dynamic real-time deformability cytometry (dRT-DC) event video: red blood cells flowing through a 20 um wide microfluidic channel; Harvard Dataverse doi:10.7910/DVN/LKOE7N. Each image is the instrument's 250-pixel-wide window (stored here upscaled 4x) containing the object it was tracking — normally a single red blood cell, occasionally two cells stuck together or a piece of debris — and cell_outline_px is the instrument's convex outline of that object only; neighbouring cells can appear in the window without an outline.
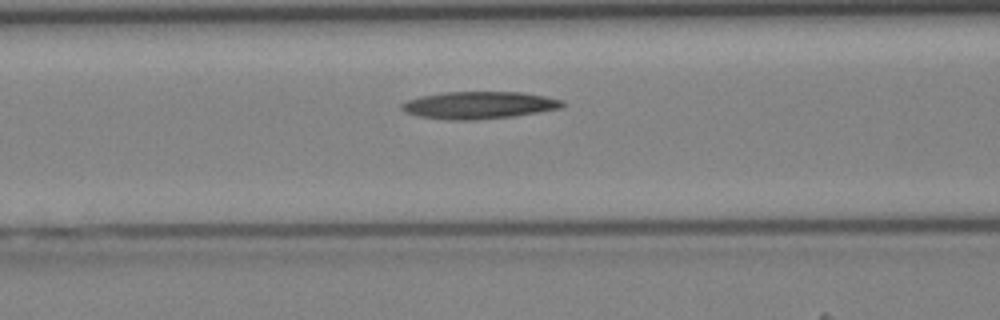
{"species": "Egyptian fruit bat (a non-hibernating species)", "species_latin": "Rousettus aegyptiacus", "temperature_condition": "cold", "stored_images_in_passage": 37, "camera_frame_rate_fps": 3000, "um_per_image_px": 0.085, "animal": {"sex": "female"}, "frame": {"image": 1, "passage_image": 12, "time_ms": 3.667, "image_size_px": [1000, 320], "cell_outline_px": [[564, 104], [560, 108], [516, 116], [476, 120], [448, 120], [416, 116], [404, 112], [400, 108], [400, 104], [408, 100], [420, 96], [444, 92], [524, 92], [564, 100]], "centroid_in_image_um": [40.68, 8.94], "position_along_channel_um": 125.9, "area_um2": 25.78}}
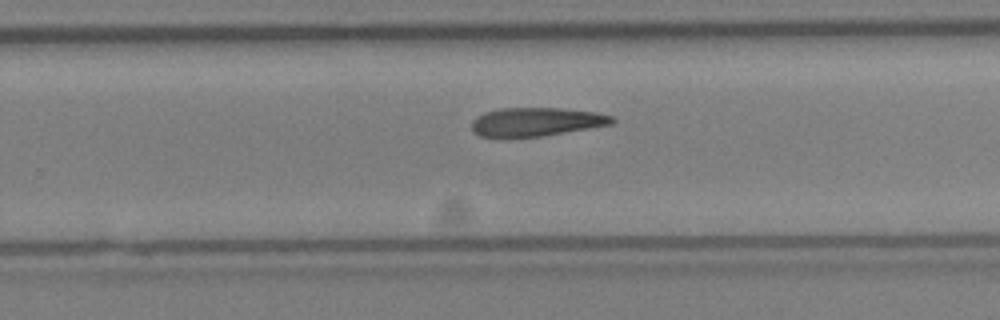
{"frame": {"image": 2, "passage_image": 22, "time_ms": 7.0, "image_size_px": [1000, 320], "cell_outline_px": [[616, 120], [612, 124], [540, 136], [480, 136], [472, 132], [472, 120], [476, 116], [484, 112], [500, 108], [560, 108], [596, 112], [612, 116]], "centroid_in_image_um": [45.56, 10.34], "position_along_channel_um": 284.2, "area_um2": 23.12}}
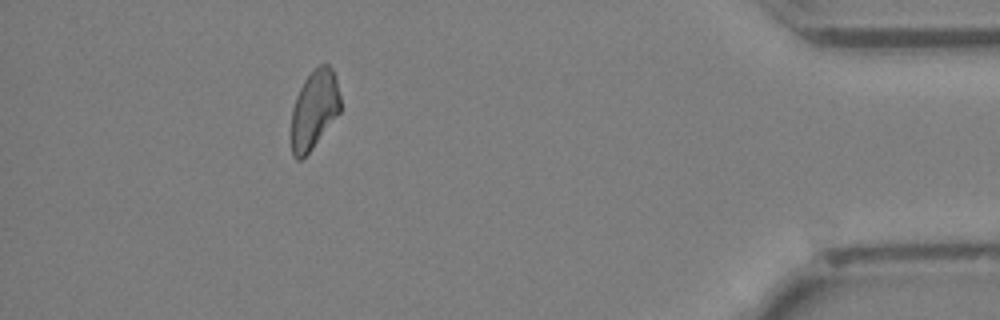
{"frame": {"image": 3, "passage_image": 33, "time_ms": 10.667, "image_size_px": [1000, 320], "cell_outline_px": [[340, 112], [312, 148], [300, 160], [296, 160], [292, 156], [292, 108], [296, 96], [304, 80], [320, 64], [328, 64], [332, 68], [336, 76], [340, 96]], "centroid_in_image_um": [26.71, 9.3], "position_along_channel_um": 408.5, "area_um2": 22.31}}